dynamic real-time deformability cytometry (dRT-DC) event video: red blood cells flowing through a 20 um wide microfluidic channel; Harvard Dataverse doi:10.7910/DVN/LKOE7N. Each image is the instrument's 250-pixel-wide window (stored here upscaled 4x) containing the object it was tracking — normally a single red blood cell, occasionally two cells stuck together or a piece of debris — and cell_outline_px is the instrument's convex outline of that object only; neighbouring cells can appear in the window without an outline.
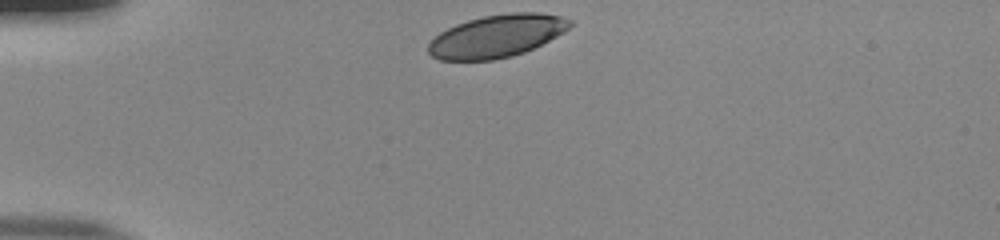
{"species": "human", "species_latin": "Homo sapiens", "temperature_condition": "room temperature", "stored_images_in_passage": 32, "camera_frame_rate_fps": 3000, "um_per_image_px": 0.085, "donor": {"sex": "male"}, "frame": {"image": 1, "passage_image": 1, "time_ms": 0.0, "image_size_px": [1000, 240], "cell_outline_px": [[572, 24], [564, 32], [524, 52], [512, 56], [492, 60], [440, 60], [432, 56], [428, 52], [428, 44], [440, 32], [456, 24], [468, 20], [484, 16], [508, 12], [540, 12], [560, 16], [572, 20]], "centroid_in_image_um": [42.22, 3.06], "position_along_channel_um": 42.8, "area_um2": 34.97}}
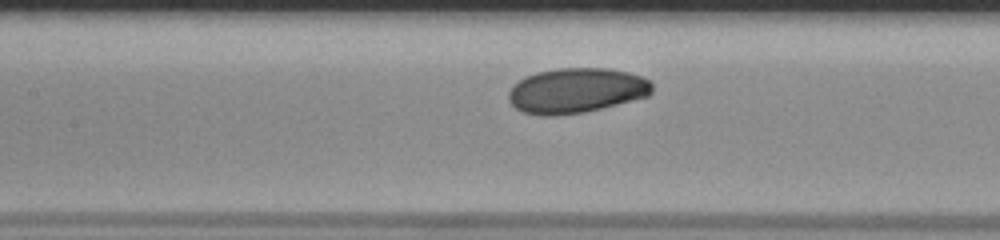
{"frame": {"image": 2, "passage_image": 13, "time_ms": 4.0, "image_size_px": [1000, 240], "cell_outline_px": [[652, 92], [648, 96], [584, 112], [556, 116], [540, 116], [524, 112], [516, 108], [508, 100], [508, 92], [524, 76], [536, 72], [556, 68], [608, 68], [628, 72], [640, 76], [648, 80], [652, 84]], "centroid_in_image_um": [48.96, 7.69], "position_along_channel_um": 158.4, "area_um2": 37.63}}
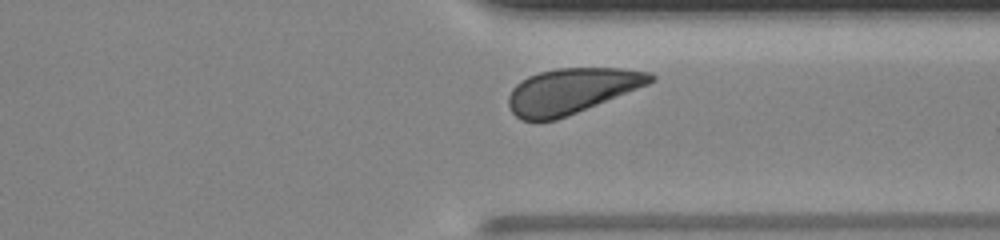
{"frame": {"image": 3, "passage_image": 29, "time_ms": 9.333, "image_size_px": [1000, 240], "cell_outline_px": [[656, 80], [648, 84], [556, 120], [520, 120], [512, 112], [508, 104], [508, 96], [512, 88], [516, 84], [528, 76], [540, 72], [556, 68], [620, 68], [652, 72], [656, 76]], "centroid_in_image_um": [48.57, 7.71], "position_along_channel_um": 362.8, "area_um2": 37.22}, "authors_computed_cell_mechanics": {"area_um2": 37.2521, "velocity_mm_per_s": 3.8377, "shape_relaxation_time_tau1_ms": 2.5377, "shape_relaxation_time_tau2_ms": null, "deformation_change_tau1": 0.0872, "deformation_change_tau2": null}}